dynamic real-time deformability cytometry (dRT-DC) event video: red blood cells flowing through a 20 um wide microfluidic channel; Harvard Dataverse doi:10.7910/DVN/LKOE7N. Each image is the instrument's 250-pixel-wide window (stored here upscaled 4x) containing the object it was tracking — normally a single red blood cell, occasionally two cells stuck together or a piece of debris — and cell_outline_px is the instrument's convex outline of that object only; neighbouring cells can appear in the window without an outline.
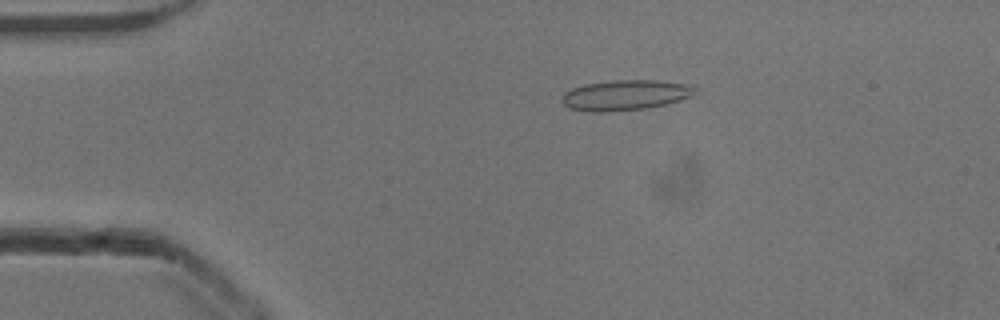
{"species": "common noctule bat (a hibernating species)", "species_latin": "Nyctalus noctula", "temperature_condition": "cold", "stored_images_in_passage": 30, "camera_frame_rate_fps": 3000, "um_per_image_px": 0.085, "animal": {"sex": "male", "body_mass_g": 13.3}, "frame": {"image": 1, "passage_image": 10, "time_ms": 3.0, "image_size_px": [1000, 320], "cell_outline_px": [[696, 92], [692, 96], [680, 100], [664, 104], [644, 108], [604, 112], [588, 112], [568, 108], [560, 100], [560, 96], [564, 92], [572, 88], [584, 84], [612, 80], [656, 80], [684, 84], [696, 88]], "centroid_in_image_um": [53.07, 8.08], "position_along_channel_um": 31.9, "area_um2": 23.52}}
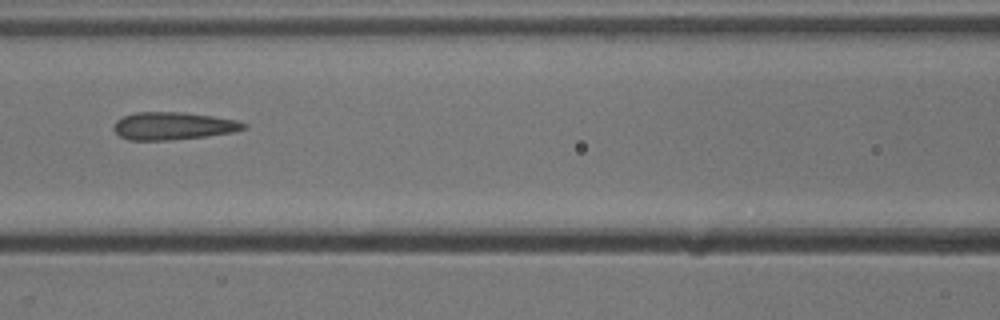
{"frame": {"image": 2, "passage_image": 23, "time_ms": 7.333, "image_size_px": [1000, 320], "cell_outline_px": [[248, 128], [232, 132], [204, 136], [168, 140], [128, 140], [120, 136], [112, 128], [112, 124], [116, 120], [124, 116], [136, 112], [184, 112], [212, 116], [236, 120], [248, 124]], "centroid_in_image_um": [14.69, 10.7], "position_along_channel_um": 151.9, "area_um2": 20.92}}
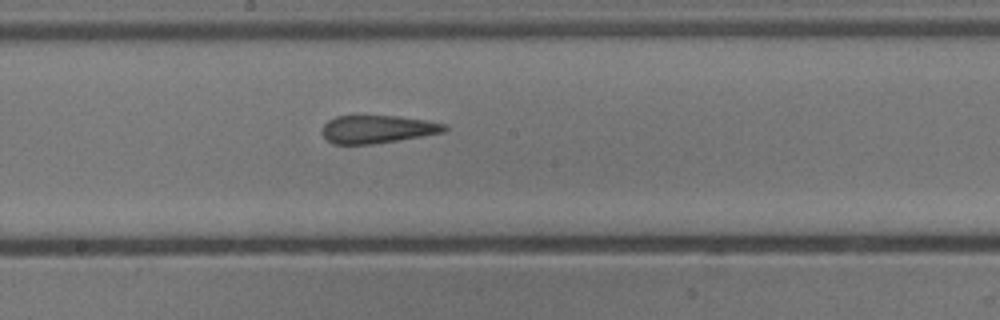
{"frame": {"image": 3, "passage_image": 28, "time_ms": 9.0, "image_size_px": [1000, 320], "cell_outline_px": [[448, 128], [444, 132], [372, 144], [332, 144], [320, 132], [324, 124], [328, 120], [336, 116], [396, 116], [424, 120], [448, 124]], "centroid_in_image_um": [32.05, 10.98], "position_along_channel_um": 216.1, "area_um2": 19.77}}